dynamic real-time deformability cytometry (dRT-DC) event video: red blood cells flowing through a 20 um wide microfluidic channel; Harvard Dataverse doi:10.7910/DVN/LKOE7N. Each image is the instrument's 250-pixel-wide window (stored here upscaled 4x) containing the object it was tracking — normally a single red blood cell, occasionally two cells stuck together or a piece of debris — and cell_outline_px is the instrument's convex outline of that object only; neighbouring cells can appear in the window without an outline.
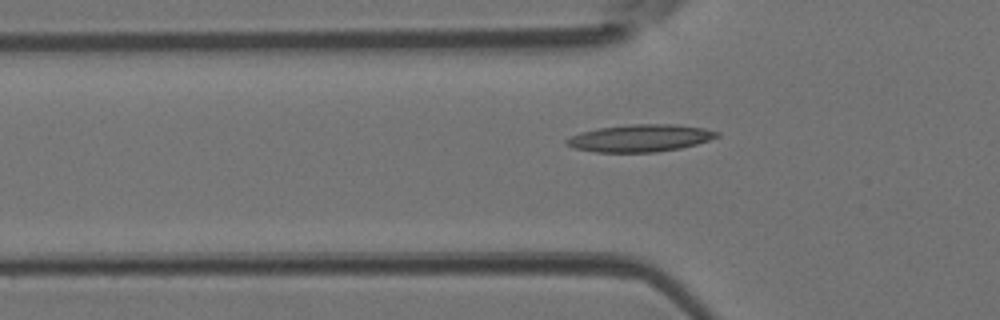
{"species": "Egyptian fruit bat (a non-hibernating species)", "species_latin": "Rousettus aegyptiacus", "temperature_condition": "room temperature", "stored_images_in_passage": 29, "camera_frame_rate_fps": 3000, "um_per_image_px": 0.085, "animal": {"sex": "female"}, "frame": {"image": 1, "passage_image": 15, "time_ms": 4.667, "image_size_px": [1000, 320], "cell_outline_px": [[720, 136], [696, 144], [680, 148], [656, 152], [596, 152], [572, 148], [564, 144], [564, 140], [580, 132], [600, 128], [628, 124], [676, 124], [704, 128], [720, 132]], "centroid_in_image_um": [54.4, 11.74], "position_along_channel_um": 71.4, "area_um2": 23.99}}
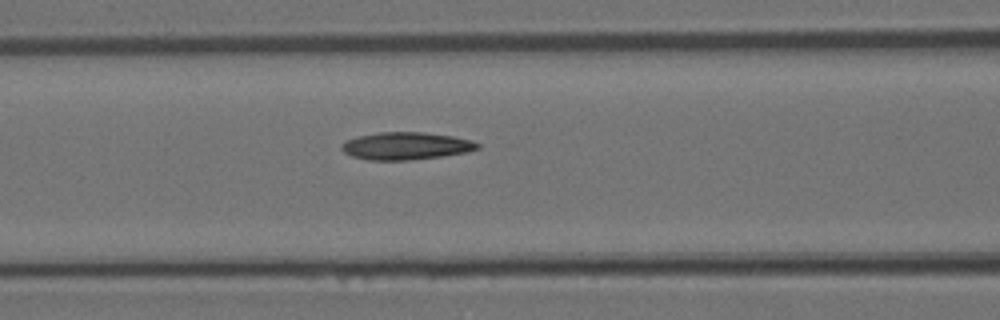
{"frame": {"image": 2, "passage_image": 19, "time_ms": 6.0, "image_size_px": [1000, 320], "cell_outline_px": [[480, 148], [468, 152], [440, 156], [408, 160], [368, 160], [352, 156], [344, 152], [340, 148], [340, 144], [344, 140], [356, 136], [380, 132], [424, 132], [452, 136], [472, 140], [480, 144]], "centroid_in_image_um": [34.47, 12.4], "position_along_channel_um": 132.1, "area_um2": 21.91}}
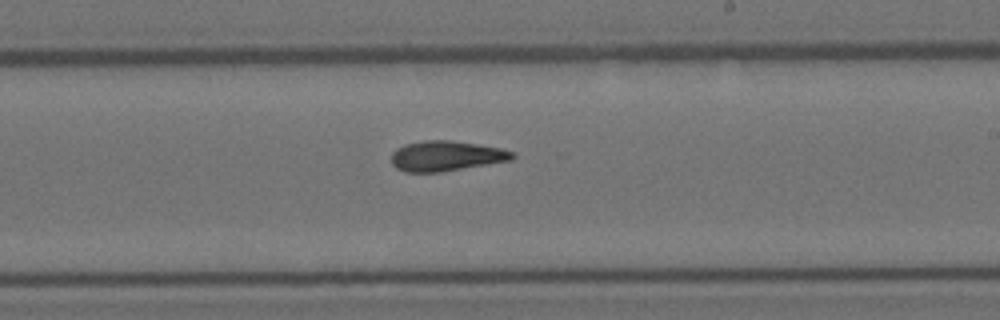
{"frame": {"image": 3, "passage_image": 27, "time_ms": 8.667, "image_size_px": [1000, 320], "cell_outline_px": [[516, 156], [512, 160], [440, 172], [404, 172], [396, 168], [392, 164], [392, 152], [396, 148], [404, 144], [424, 140], [448, 140], [476, 144], [500, 148], [516, 152]], "centroid_in_image_um": [37.91, 13.26], "position_along_channel_um": 251.1, "area_um2": 21.33}}